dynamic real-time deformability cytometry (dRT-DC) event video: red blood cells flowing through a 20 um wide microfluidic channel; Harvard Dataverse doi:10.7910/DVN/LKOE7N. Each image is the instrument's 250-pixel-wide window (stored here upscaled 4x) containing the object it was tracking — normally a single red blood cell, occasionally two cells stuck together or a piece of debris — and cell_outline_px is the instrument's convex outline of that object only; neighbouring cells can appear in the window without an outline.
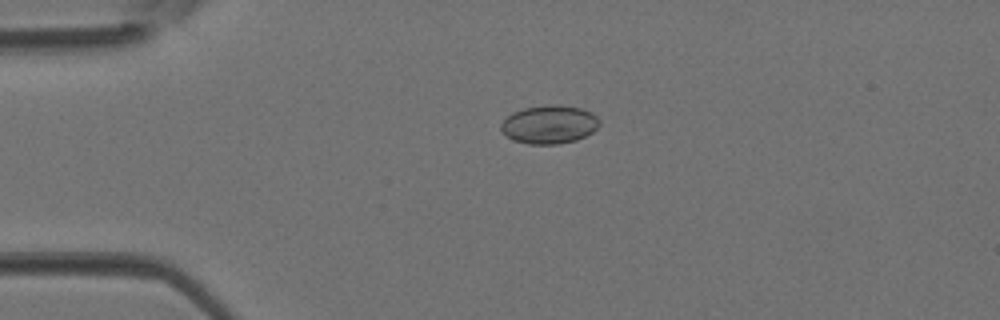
{"species": "Egyptian fruit bat (a non-hibernating species)", "species_latin": "Rousettus aegyptiacus", "temperature_condition": "room temperature", "stored_images_in_passage": 5, "camera_frame_rate_fps": 3000, "um_per_image_px": 0.085, "animal": {"sex": "female"}, "frame": {"image": 1, "passage_image": 3, "time_ms": 0.667, "image_size_px": [1000, 320], "cell_outline_px": [[600, 124], [592, 132], [576, 140], [556, 144], [528, 144], [512, 140], [500, 128], [500, 124], [512, 112], [524, 108], [548, 104], [560, 104], [580, 108], [592, 112], [600, 120]], "centroid_in_image_um": [46.69, 10.57], "position_along_channel_um": 38.3, "area_um2": 22.08}}